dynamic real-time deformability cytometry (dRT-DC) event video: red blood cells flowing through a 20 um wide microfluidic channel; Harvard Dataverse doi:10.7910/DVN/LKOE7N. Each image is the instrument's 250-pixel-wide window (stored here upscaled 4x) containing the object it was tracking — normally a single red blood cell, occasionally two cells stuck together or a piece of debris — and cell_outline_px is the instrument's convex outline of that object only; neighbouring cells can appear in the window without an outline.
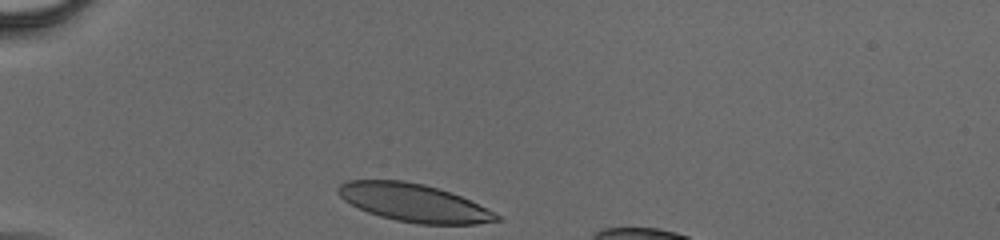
{"species": "human", "species_latin": "Homo sapiens", "temperature_condition": "cold", "stored_images_in_passage": 32, "camera_frame_rate_fps": 3000, "um_per_image_px": 0.085, "donor": {"sex": "male"}, "frame": {"image": 1, "passage_image": 1, "time_ms": 0.0, "image_size_px": [1000, 240], "cell_outline_px": [[500, 220], [476, 224], [416, 224], [396, 220], [380, 216], [368, 212], [344, 200], [340, 196], [340, 184], [348, 180], [404, 180], [424, 184], [460, 196], [500, 216]], "centroid_in_image_um": [35.15, 17.24], "position_along_channel_um": 49.8, "area_um2": 34.28}}
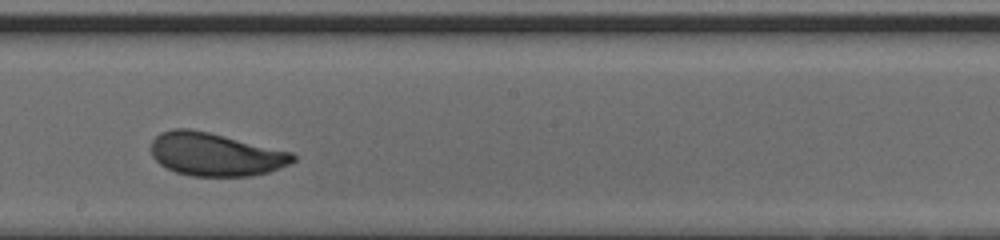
{"frame": {"image": 2, "passage_image": 18, "time_ms": 5.667, "image_size_px": [1000, 240], "cell_outline_px": [[296, 160], [280, 168], [268, 172], [252, 176], [192, 176], [176, 172], [160, 164], [152, 156], [152, 140], [160, 132], [172, 128], [188, 128], [208, 132], [292, 152], [296, 156]], "centroid_in_image_um": [18.3, 13.12], "position_along_channel_um": 229.9, "area_um2": 35.55}}
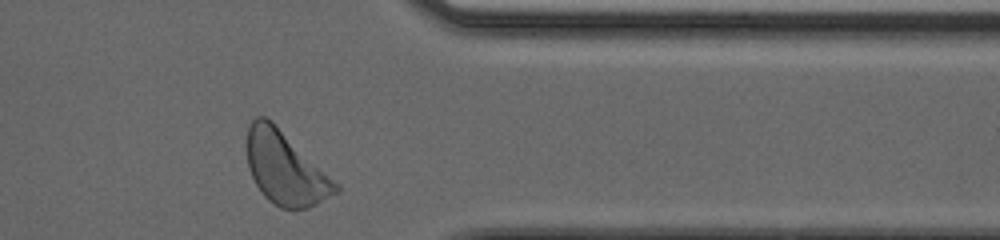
{"frame": {"image": 3, "passage_image": 31, "time_ms": 10.0, "image_size_px": [1000, 240], "cell_outline_px": [[340, 188], [336, 192], [316, 204], [308, 208], [280, 208], [268, 200], [264, 196], [256, 184], [248, 168], [244, 148], [244, 140], [248, 128], [252, 120], [256, 116], [264, 116], [272, 120], [340, 184]], "centroid_in_image_um": [24.2, 14.25], "position_along_channel_um": 387.2, "area_um2": 38.15}}